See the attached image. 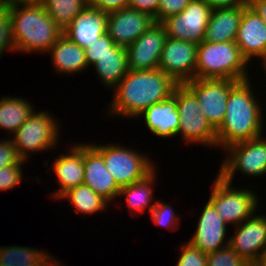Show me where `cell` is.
Instances as JSON below:
<instances>
[{
  "label": "cell",
  "mask_w": 266,
  "mask_h": 266,
  "mask_svg": "<svg viewBox=\"0 0 266 266\" xmlns=\"http://www.w3.org/2000/svg\"><path fill=\"white\" fill-rule=\"evenodd\" d=\"M243 11L244 6L212 9L203 41L213 43L235 41Z\"/></svg>",
  "instance_id": "obj_23"
},
{
  "label": "cell",
  "mask_w": 266,
  "mask_h": 266,
  "mask_svg": "<svg viewBox=\"0 0 266 266\" xmlns=\"http://www.w3.org/2000/svg\"><path fill=\"white\" fill-rule=\"evenodd\" d=\"M116 143L91 145L102 155L105 167L120 188L144 179L156 168L147 154Z\"/></svg>",
  "instance_id": "obj_6"
},
{
  "label": "cell",
  "mask_w": 266,
  "mask_h": 266,
  "mask_svg": "<svg viewBox=\"0 0 266 266\" xmlns=\"http://www.w3.org/2000/svg\"><path fill=\"white\" fill-rule=\"evenodd\" d=\"M109 204L118 199L120 187L105 167L102 155L88 142H84V182Z\"/></svg>",
  "instance_id": "obj_18"
},
{
  "label": "cell",
  "mask_w": 266,
  "mask_h": 266,
  "mask_svg": "<svg viewBox=\"0 0 266 266\" xmlns=\"http://www.w3.org/2000/svg\"><path fill=\"white\" fill-rule=\"evenodd\" d=\"M176 266H207V254L194 247L190 242L179 246Z\"/></svg>",
  "instance_id": "obj_33"
},
{
  "label": "cell",
  "mask_w": 266,
  "mask_h": 266,
  "mask_svg": "<svg viewBox=\"0 0 266 266\" xmlns=\"http://www.w3.org/2000/svg\"><path fill=\"white\" fill-rule=\"evenodd\" d=\"M54 257L49 254L39 266H64L58 258L55 259Z\"/></svg>",
  "instance_id": "obj_42"
},
{
  "label": "cell",
  "mask_w": 266,
  "mask_h": 266,
  "mask_svg": "<svg viewBox=\"0 0 266 266\" xmlns=\"http://www.w3.org/2000/svg\"><path fill=\"white\" fill-rule=\"evenodd\" d=\"M7 138H0V168L21 164L24 161L19 156L11 137Z\"/></svg>",
  "instance_id": "obj_37"
},
{
  "label": "cell",
  "mask_w": 266,
  "mask_h": 266,
  "mask_svg": "<svg viewBox=\"0 0 266 266\" xmlns=\"http://www.w3.org/2000/svg\"><path fill=\"white\" fill-rule=\"evenodd\" d=\"M179 84L159 68L132 71L113 89L107 113L112 117L137 119L148 107L171 96ZM109 107V108H108Z\"/></svg>",
  "instance_id": "obj_1"
},
{
  "label": "cell",
  "mask_w": 266,
  "mask_h": 266,
  "mask_svg": "<svg viewBox=\"0 0 266 266\" xmlns=\"http://www.w3.org/2000/svg\"><path fill=\"white\" fill-rule=\"evenodd\" d=\"M258 59L260 60L258 62L261 63L260 65H262L261 68H263L264 74H266V51Z\"/></svg>",
  "instance_id": "obj_44"
},
{
  "label": "cell",
  "mask_w": 266,
  "mask_h": 266,
  "mask_svg": "<svg viewBox=\"0 0 266 266\" xmlns=\"http://www.w3.org/2000/svg\"><path fill=\"white\" fill-rule=\"evenodd\" d=\"M192 0H159L158 12L154 17L155 23H161L172 15L184 11Z\"/></svg>",
  "instance_id": "obj_36"
},
{
  "label": "cell",
  "mask_w": 266,
  "mask_h": 266,
  "mask_svg": "<svg viewBox=\"0 0 266 266\" xmlns=\"http://www.w3.org/2000/svg\"><path fill=\"white\" fill-rule=\"evenodd\" d=\"M255 266H266V249L261 256L260 261Z\"/></svg>",
  "instance_id": "obj_45"
},
{
  "label": "cell",
  "mask_w": 266,
  "mask_h": 266,
  "mask_svg": "<svg viewBox=\"0 0 266 266\" xmlns=\"http://www.w3.org/2000/svg\"><path fill=\"white\" fill-rule=\"evenodd\" d=\"M212 9L234 8L248 5V0H206Z\"/></svg>",
  "instance_id": "obj_40"
},
{
  "label": "cell",
  "mask_w": 266,
  "mask_h": 266,
  "mask_svg": "<svg viewBox=\"0 0 266 266\" xmlns=\"http://www.w3.org/2000/svg\"><path fill=\"white\" fill-rule=\"evenodd\" d=\"M177 109L179 112L178 136L191 145L216 148V129L201 112L196 96L184 85L177 86Z\"/></svg>",
  "instance_id": "obj_9"
},
{
  "label": "cell",
  "mask_w": 266,
  "mask_h": 266,
  "mask_svg": "<svg viewBox=\"0 0 266 266\" xmlns=\"http://www.w3.org/2000/svg\"><path fill=\"white\" fill-rule=\"evenodd\" d=\"M207 266H252L229 245L207 254Z\"/></svg>",
  "instance_id": "obj_31"
},
{
  "label": "cell",
  "mask_w": 266,
  "mask_h": 266,
  "mask_svg": "<svg viewBox=\"0 0 266 266\" xmlns=\"http://www.w3.org/2000/svg\"><path fill=\"white\" fill-rule=\"evenodd\" d=\"M197 48L195 43L167 37L158 68L178 84L195 79Z\"/></svg>",
  "instance_id": "obj_12"
},
{
  "label": "cell",
  "mask_w": 266,
  "mask_h": 266,
  "mask_svg": "<svg viewBox=\"0 0 266 266\" xmlns=\"http://www.w3.org/2000/svg\"><path fill=\"white\" fill-rule=\"evenodd\" d=\"M166 38L167 34L164 26L161 23H154L138 39L125 48L128 70L157 69Z\"/></svg>",
  "instance_id": "obj_14"
},
{
  "label": "cell",
  "mask_w": 266,
  "mask_h": 266,
  "mask_svg": "<svg viewBox=\"0 0 266 266\" xmlns=\"http://www.w3.org/2000/svg\"><path fill=\"white\" fill-rule=\"evenodd\" d=\"M48 252L27 246H0V266H39Z\"/></svg>",
  "instance_id": "obj_29"
},
{
  "label": "cell",
  "mask_w": 266,
  "mask_h": 266,
  "mask_svg": "<svg viewBox=\"0 0 266 266\" xmlns=\"http://www.w3.org/2000/svg\"><path fill=\"white\" fill-rule=\"evenodd\" d=\"M15 53L47 54L63 34L42 3L8 5Z\"/></svg>",
  "instance_id": "obj_3"
},
{
  "label": "cell",
  "mask_w": 266,
  "mask_h": 266,
  "mask_svg": "<svg viewBox=\"0 0 266 266\" xmlns=\"http://www.w3.org/2000/svg\"><path fill=\"white\" fill-rule=\"evenodd\" d=\"M7 6L5 0H0V8Z\"/></svg>",
  "instance_id": "obj_46"
},
{
  "label": "cell",
  "mask_w": 266,
  "mask_h": 266,
  "mask_svg": "<svg viewBox=\"0 0 266 266\" xmlns=\"http://www.w3.org/2000/svg\"><path fill=\"white\" fill-rule=\"evenodd\" d=\"M156 169L148 174L144 179L134 182L130 185L121 187L118 197H125L128 211L131 215L144 214L146 210L150 213L156 201L154 200V188L155 179L157 177ZM155 201L154 203H152Z\"/></svg>",
  "instance_id": "obj_24"
},
{
  "label": "cell",
  "mask_w": 266,
  "mask_h": 266,
  "mask_svg": "<svg viewBox=\"0 0 266 266\" xmlns=\"http://www.w3.org/2000/svg\"><path fill=\"white\" fill-rule=\"evenodd\" d=\"M47 53L51 57L56 74L74 76L88 68L85 49L74 43L64 33Z\"/></svg>",
  "instance_id": "obj_22"
},
{
  "label": "cell",
  "mask_w": 266,
  "mask_h": 266,
  "mask_svg": "<svg viewBox=\"0 0 266 266\" xmlns=\"http://www.w3.org/2000/svg\"><path fill=\"white\" fill-rule=\"evenodd\" d=\"M155 23L154 18L129 7L108 12L107 34L117 46L127 48Z\"/></svg>",
  "instance_id": "obj_15"
},
{
  "label": "cell",
  "mask_w": 266,
  "mask_h": 266,
  "mask_svg": "<svg viewBox=\"0 0 266 266\" xmlns=\"http://www.w3.org/2000/svg\"><path fill=\"white\" fill-rule=\"evenodd\" d=\"M150 216L153 223L161 226L162 228H167L168 230H172L174 232L180 229L179 225L182 219H180V216H178V214L173 210V206H171L170 203L156 200V204L150 212Z\"/></svg>",
  "instance_id": "obj_30"
},
{
  "label": "cell",
  "mask_w": 266,
  "mask_h": 266,
  "mask_svg": "<svg viewBox=\"0 0 266 266\" xmlns=\"http://www.w3.org/2000/svg\"><path fill=\"white\" fill-rule=\"evenodd\" d=\"M149 131L158 138H175L179 131V112L177 109V87L173 94L161 102L148 107L141 115Z\"/></svg>",
  "instance_id": "obj_19"
},
{
  "label": "cell",
  "mask_w": 266,
  "mask_h": 266,
  "mask_svg": "<svg viewBox=\"0 0 266 266\" xmlns=\"http://www.w3.org/2000/svg\"><path fill=\"white\" fill-rule=\"evenodd\" d=\"M68 149L67 153H61L55 158L52 166L48 165V161L44 160L43 162L47 165L48 170H53L51 173H55L57 178V184L60 188L52 194L56 200H59L69 189L84 182V143H72Z\"/></svg>",
  "instance_id": "obj_17"
},
{
  "label": "cell",
  "mask_w": 266,
  "mask_h": 266,
  "mask_svg": "<svg viewBox=\"0 0 266 266\" xmlns=\"http://www.w3.org/2000/svg\"><path fill=\"white\" fill-rule=\"evenodd\" d=\"M24 163L25 160L21 164L0 168V191L11 190L20 185L24 176L22 166Z\"/></svg>",
  "instance_id": "obj_35"
},
{
  "label": "cell",
  "mask_w": 266,
  "mask_h": 266,
  "mask_svg": "<svg viewBox=\"0 0 266 266\" xmlns=\"http://www.w3.org/2000/svg\"><path fill=\"white\" fill-rule=\"evenodd\" d=\"M261 135L249 141L235 143L224 149L225 158L217 173L224 180L233 183L234 176L241 174L259 178L266 176V136Z\"/></svg>",
  "instance_id": "obj_8"
},
{
  "label": "cell",
  "mask_w": 266,
  "mask_h": 266,
  "mask_svg": "<svg viewBox=\"0 0 266 266\" xmlns=\"http://www.w3.org/2000/svg\"><path fill=\"white\" fill-rule=\"evenodd\" d=\"M215 177L208 200L227 225L235 227L259 212L260 199L251 187L238 189L218 174Z\"/></svg>",
  "instance_id": "obj_5"
},
{
  "label": "cell",
  "mask_w": 266,
  "mask_h": 266,
  "mask_svg": "<svg viewBox=\"0 0 266 266\" xmlns=\"http://www.w3.org/2000/svg\"><path fill=\"white\" fill-rule=\"evenodd\" d=\"M116 46L117 45L115 44V42L109 37L107 33H105L100 36V38L93 44L85 47L84 49L88 67L95 65L98 61V58H100L104 54H112V49Z\"/></svg>",
  "instance_id": "obj_32"
},
{
  "label": "cell",
  "mask_w": 266,
  "mask_h": 266,
  "mask_svg": "<svg viewBox=\"0 0 266 266\" xmlns=\"http://www.w3.org/2000/svg\"><path fill=\"white\" fill-rule=\"evenodd\" d=\"M235 42L249 64L266 51V25L248 5L244 6Z\"/></svg>",
  "instance_id": "obj_20"
},
{
  "label": "cell",
  "mask_w": 266,
  "mask_h": 266,
  "mask_svg": "<svg viewBox=\"0 0 266 266\" xmlns=\"http://www.w3.org/2000/svg\"><path fill=\"white\" fill-rule=\"evenodd\" d=\"M159 0H128V6L131 9L145 12L153 18L157 15Z\"/></svg>",
  "instance_id": "obj_39"
},
{
  "label": "cell",
  "mask_w": 266,
  "mask_h": 266,
  "mask_svg": "<svg viewBox=\"0 0 266 266\" xmlns=\"http://www.w3.org/2000/svg\"><path fill=\"white\" fill-rule=\"evenodd\" d=\"M42 5L55 25L63 32L88 6L86 0H43Z\"/></svg>",
  "instance_id": "obj_28"
},
{
  "label": "cell",
  "mask_w": 266,
  "mask_h": 266,
  "mask_svg": "<svg viewBox=\"0 0 266 266\" xmlns=\"http://www.w3.org/2000/svg\"><path fill=\"white\" fill-rule=\"evenodd\" d=\"M92 67L95 68L93 71H96L100 83L112 88V91L129 71L125 48L116 46L112 49V54H104Z\"/></svg>",
  "instance_id": "obj_25"
},
{
  "label": "cell",
  "mask_w": 266,
  "mask_h": 266,
  "mask_svg": "<svg viewBox=\"0 0 266 266\" xmlns=\"http://www.w3.org/2000/svg\"><path fill=\"white\" fill-rule=\"evenodd\" d=\"M86 2L88 6L107 13L128 6V0H86Z\"/></svg>",
  "instance_id": "obj_38"
},
{
  "label": "cell",
  "mask_w": 266,
  "mask_h": 266,
  "mask_svg": "<svg viewBox=\"0 0 266 266\" xmlns=\"http://www.w3.org/2000/svg\"><path fill=\"white\" fill-rule=\"evenodd\" d=\"M46 110H35L11 137L19 156L28 161L29 154H39L48 149H57L60 138V123ZM38 152V153H37Z\"/></svg>",
  "instance_id": "obj_7"
},
{
  "label": "cell",
  "mask_w": 266,
  "mask_h": 266,
  "mask_svg": "<svg viewBox=\"0 0 266 266\" xmlns=\"http://www.w3.org/2000/svg\"><path fill=\"white\" fill-rule=\"evenodd\" d=\"M107 20V12L87 6L63 33L74 43L85 48L107 33Z\"/></svg>",
  "instance_id": "obj_21"
},
{
  "label": "cell",
  "mask_w": 266,
  "mask_h": 266,
  "mask_svg": "<svg viewBox=\"0 0 266 266\" xmlns=\"http://www.w3.org/2000/svg\"><path fill=\"white\" fill-rule=\"evenodd\" d=\"M35 111L34 104L23 97L1 96L0 98V129L12 135Z\"/></svg>",
  "instance_id": "obj_26"
},
{
  "label": "cell",
  "mask_w": 266,
  "mask_h": 266,
  "mask_svg": "<svg viewBox=\"0 0 266 266\" xmlns=\"http://www.w3.org/2000/svg\"><path fill=\"white\" fill-rule=\"evenodd\" d=\"M249 66L235 41L198 44L195 79L242 81L250 78Z\"/></svg>",
  "instance_id": "obj_4"
},
{
  "label": "cell",
  "mask_w": 266,
  "mask_h": 266,
  "mask_svg": "<svg viewBox=\"0 0 266 266\" xmlns=\"http://www.w3.org/2000/svg\"><path fill=\"white\" fill-rule=\"evenodd\" d=\"M236 82L229 79H193L184 85L196 96L201 112L217 129L224 120L230 89Z\"/></svg>",
  "instance_id": "obj_11"
},
{
  "label": "cell",
  "mask_w": 266,
  "mask_h": 266,
  "mask_svg": "<svg viewBox=\"0 0 266 266\" xmlns=\"http://www.w3.org/2000/svg\"><path fill=\"white\" fill-rule=\"evenodd\" d=\"M248 6L261 17L266 25V0H248Z\"/></svg>",
  "instance_id": "obj_41"
},
{
  "label": "cell",
  "mask_w": 266,
  "mask_h": 266,
  "mask_svg": "<svg viewBox=\"0 0 266 266\" xmlns=\"http://www.w3.org/2000/svg\"><path fill=\"white\" fill-rule=\"evenodd\" d=\"M6 5H13V4H28V3H42L43 0H5Z\"/></svg>",
  "instance_id": "obj_43"
},
{
  "label": "cell",
  "mask_w": 266,
  "mask_h": 266,
  "mask_svg": "<svg viewBox=\"0 0 266 266\" xmlns=\"http://www.w3.org/2000/svg\"><path fill=\"white\" fill-rule=\"evenodd\" d=\"M64 199H69V204L73 207V209L70 210L71 212L74 210L76 214H82L83 216L98 214V212L101 211V213H103L108 205H110L105 199L96 194L85 184L69 189L59 198V200L62 201H65Z\"/></svg>",
  "instance_id": "obj_27"
},
{
  "label": "cell",
  "mask_w": 266,
  "mask_h": 266,
  "mask_svg": "<svg viewBox=\"0 0 266 266\" xmlns=\"http://www.w3.org/2000/svg\"><path fill=\"white\" fill-rule=\"evenodd\" d=\"M229 236V246L252 266L261 259L266 249V214L255 213L235 226Z\"/></svg>",
  "instance_id": "obj_13"
},
{
  "label": "cell",
  "mask_w": 266,
  "mask_h": 266,
  "mask_svg": "<svg viewBox=\"0 0 266 266\" xmlns=\"http://www.w3.org/2000/svg\"><path fill=\"white\" fill-rule=\"evenodd\" d=\"M201 212L196 231L188 242L206 254L228 246L226 234L229 226L218 215L214 205L208 200Z\"/></svg>",
  "instance_id": "obj_16"
},
{
  "label": "cell",
  "mask_w": 266,
  "mask_h": 266,
  "mask_svg": "<svg viewBox=\"0 0 266 266\" xmlns=\"http://www.w3.org/2000/svg\"><path fill=\"white\" fill-rule=\"evenodd\" d=\"M15 52L12 41V27L9 8L7 6L0 8V58L5 52Z\"/></svg>",
  "instance_id": "obj_34"
},
{
  "label": "cell",
  "mask_w": 266,
  "mask_h": 266,
  "mask_svg": "<svg viewBox=\"0 0 266 266\" xmlns=\"http://www.w3.org/2000/svg\"><path fill=\"white\" fill-rule=\"evenodd\" d=\"M251 84L249 78L231 87L224 120L216 129V148L224 150L264 134V110Z\"/></svg>",
  "instance_id": "obj_2"
},
{
  "label": "cell",
  "mask_w": 266,
  "mask_h": 266,
  "mask_svg": "<svg viewBox=\"0 0 266 266\" xmlns=\"http://www.w3.org/2000/svg\"><path fill=\"white\" fill-rule=\"evenodd\" d=\"M211 6L206 0H192L184 11L169 16L161 24L168 38L200 44L208 25Z\"/></svg>",
  "instance_id": "obj_10"
}]
</instances>
